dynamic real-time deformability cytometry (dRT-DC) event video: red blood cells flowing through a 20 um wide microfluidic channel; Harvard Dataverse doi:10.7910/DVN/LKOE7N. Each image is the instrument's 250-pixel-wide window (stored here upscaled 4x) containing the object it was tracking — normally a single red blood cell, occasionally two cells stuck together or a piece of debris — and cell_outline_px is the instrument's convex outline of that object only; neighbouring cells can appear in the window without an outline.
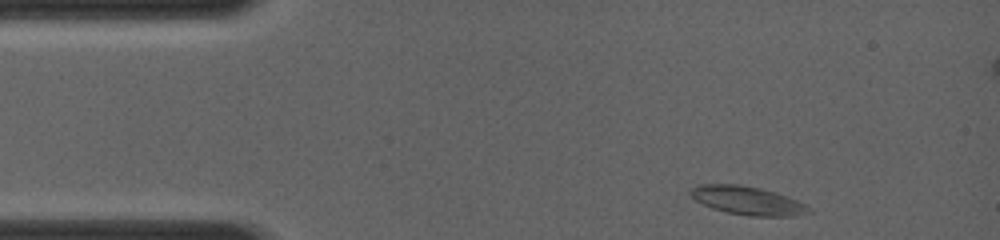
{"species": "common noctule bat (a hibernating species)", "species_latin": "Nyctalus noctula", "temperature_condition": "room temperature", "stored_images_in_passage": 4, "camera_frame_rate_fps": 4000, "um_per_image_px": 0.085, "animal": {"sex": "female", "body_mass_g": 19.0, "forearm_length_mm": 56.7}, "frame": {"image": 1, "passage_image": 1, "time_ms": 0.0, "image_size_px": [1000, 240], "cell_outline_px": [[812, 212], [764, 216], [728, 212], [704, 204], [692, 196], [692, 188], [700, 184], [736, 184], [756, 188], [772, 192], [784, 196], [808, 208]], "centroid_in_image_um": [63.42, 17.01], "position_along_channel_um": 21.6, "area_um2": 17.92}}
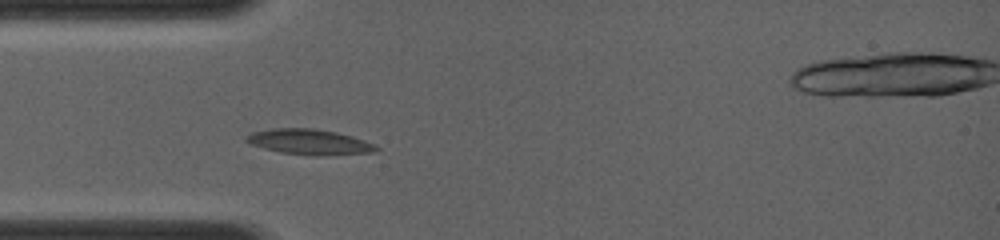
{"frame": {"image": 2, "passage_image": 4, "time_ms": 2.25, "image_size_px": [1000, 240], "cell_outline_px": [[376, 148], [368, 152], [284, 152], [264, 148], [252, 144], [244, 140], [252, 132], [276, 128], [312, 128], [336, 132], [352, 136], [372, 144]], "centroid_in_image_um": [26.14, 11.98], "position_along_channel_um": 58.9, "area_um2": 17.28}}